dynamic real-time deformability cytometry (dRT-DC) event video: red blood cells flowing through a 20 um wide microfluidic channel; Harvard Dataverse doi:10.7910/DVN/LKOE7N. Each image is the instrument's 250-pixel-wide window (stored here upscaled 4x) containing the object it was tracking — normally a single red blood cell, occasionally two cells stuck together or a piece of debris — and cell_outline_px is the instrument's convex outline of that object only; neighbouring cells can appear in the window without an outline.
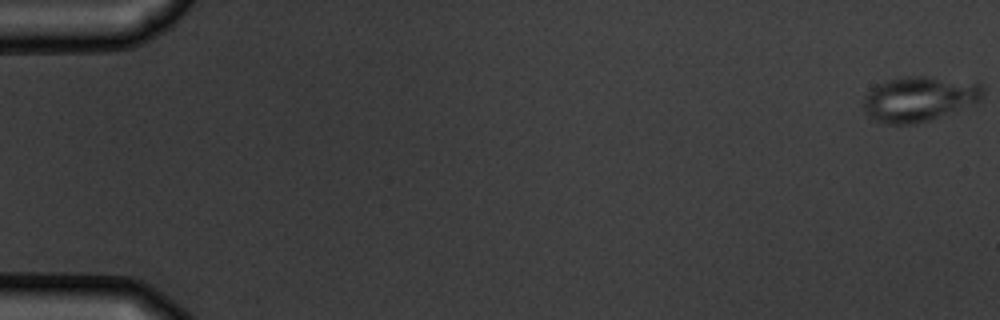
{"species": "common noctule bat (a hibernating species)", "species_latin": "Nyctalus noctula", "temperature_condition": "warm", "stored_images_in_passage": 6, "camera_frame_rate_fps": 3000, "um_per_image_px": 0.085, "animal": {"sex": "male", "body_mass_g": 19.5, "forearm_length_mm": 54.6}, "frame": {"image": 1, "passage_image": 1, "time_ms": 0.0, "image_size_px": [1000, 320], "cell_outline_px": [[984, 96], [980, 100], [960, 108], [928, 120], [912, 124], [888, 124], [872, 120], [868, 116], [864, 108], [864, 96], [876, 84], [884, 80], [904, 76], [928, 76], [980, 80], [984, 88]], "centroid_in_image_um": [78.16, 8.35], "position_along_channel_um": 6.8, "area_um2": 31.85}}